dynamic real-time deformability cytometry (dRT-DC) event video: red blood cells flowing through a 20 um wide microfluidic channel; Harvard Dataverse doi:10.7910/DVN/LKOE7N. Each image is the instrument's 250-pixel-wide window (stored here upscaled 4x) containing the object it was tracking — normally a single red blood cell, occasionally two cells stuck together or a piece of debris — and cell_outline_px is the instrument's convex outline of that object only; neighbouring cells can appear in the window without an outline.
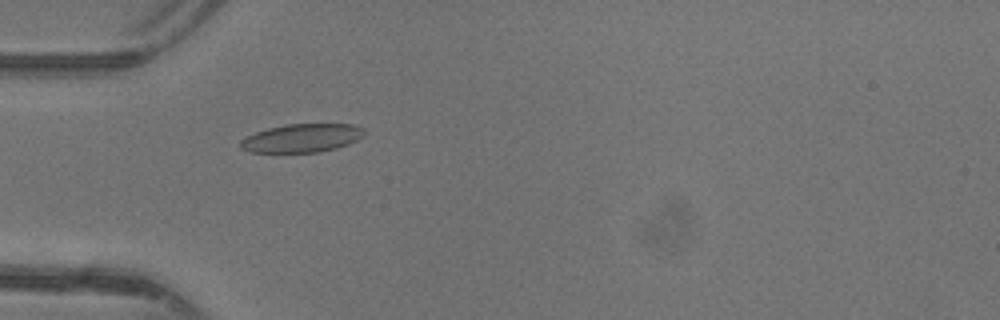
{"species": "common noctule bat (a hibernating species)", "species_latin": "Nyctalus noctula", "temperature_condition": "warm", "stored_images_in_passage": 48, "camera_frame_rate_fps": 3000, "um_per_image_px": 0.085, "animal": {"sex": "female"}, "frame": {"image": 1, "passage_image": 16, "time_ms": 5.0, "image_size_px": [1000, 320], "cell_outline_px": [[364, 136], [348, 144], [336, 148], [316, 152], [252, 152], [240, 148], [240, 140], [256, 132], [268, 128], [284, 124], [352, 124], [364, 128]], "centroid_in_image_um": [25.66, 11.73], "position_along_channel_um": 59.3, "area_um2": 20.4}}
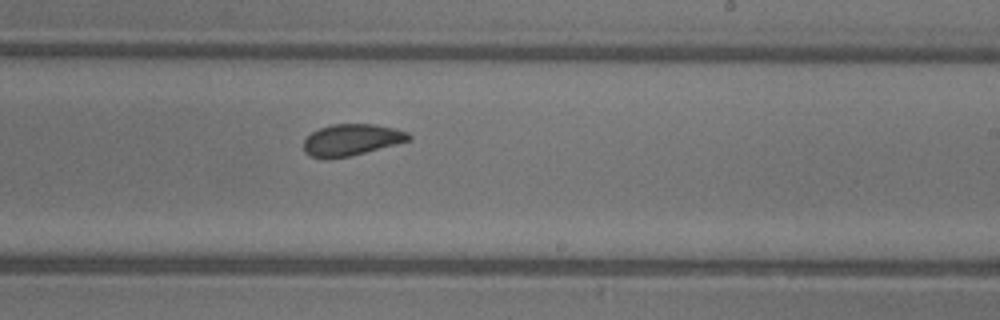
{"frame": {"image": 2, "passage_image": 30, "time_ms": 9.667, "image_size_px": [1000, 320], "cell_outline_px": [[412, 140], [348, 156], [328, 160], [308, 156], [304, 152], [304, 140], [312, 132], [320, 128], [332, 124], [376, 124], [396, 128], [408, 132], [412, 136]], "centroid_in_image_um": [29.88, 11.89], "position_along_channel_um": 259.1, "area_um2": 19.48}}
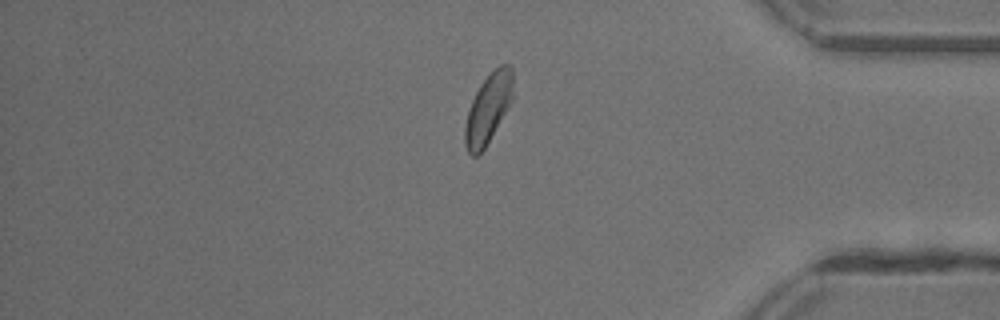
{"frame": {"image": 3, "passage_image": 41, "time_ms": 13.333, "image_size_px": [1000, 320], "cell_outline_px": [[512, 100], [484, 148], [476, 156], [472, 156], [468, 152], [464, 144], [464, 128], [468, 112], [472, 100], [480, 84], [500, 64], [508, 64], [512, 68]], "centroid_in_image_um": [41.47, 9.23], "position_along_channel_um": 393.7, "area_um2": 18.96}, "authors_computed_cell_mechanics": {"area_um2": 20.1144, "velocity_mm_per_s": 4.3649, "shape_relaxation_time_tau1_ms": 3.2325, "shape_relaxation_time_tau2_ms": 1.249, "deformation_change_tau1": 0.0956, "deformation_change_tau2": 0.0536}}